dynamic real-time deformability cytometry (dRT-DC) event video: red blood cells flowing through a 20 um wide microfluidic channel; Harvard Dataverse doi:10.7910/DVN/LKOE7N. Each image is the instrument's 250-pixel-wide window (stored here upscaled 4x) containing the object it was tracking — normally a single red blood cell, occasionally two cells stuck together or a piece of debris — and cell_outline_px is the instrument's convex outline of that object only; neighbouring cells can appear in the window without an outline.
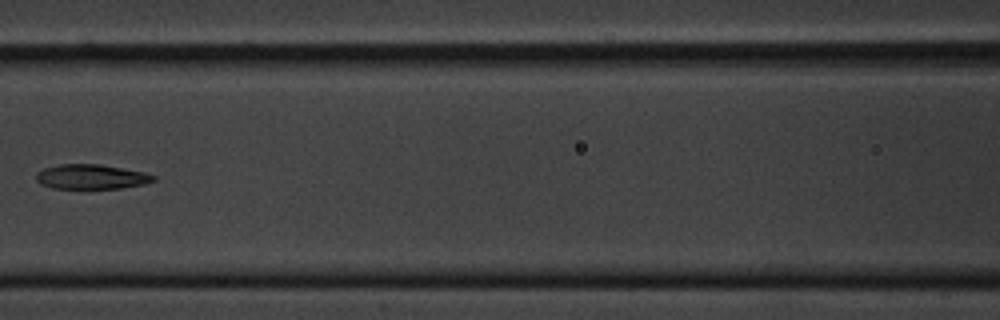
{"species": "common noctule bat (a hibernating species)", "species_latin": "Nyctalus noctula", "temperature_condition": "cold", "stored_images_in_passage": 8, "camera_frame_rate_fps": 3000, "um_per_image_px": 0.085, "animal": {"sex": "male", "body_mass_g": 20.1, "forearm_length_mm": 53.5}, "frame": {"image": 1, "passage_image": 8, "time_ms": 8.333, "image_size_px": [1000, 320], "cell_outline_px": [[156, 180], [144, 184], [120, 188], [88, 192], [52, 188], [40, 184], [36, 180], [36, 172], [44, 168], [60, 164], [100, 164], [144, 172], [156, 176]], "centroid_in_image_um": [7.72, 15.08], "position_along_channel_um": 158.9, "area_um2": 17.86}}